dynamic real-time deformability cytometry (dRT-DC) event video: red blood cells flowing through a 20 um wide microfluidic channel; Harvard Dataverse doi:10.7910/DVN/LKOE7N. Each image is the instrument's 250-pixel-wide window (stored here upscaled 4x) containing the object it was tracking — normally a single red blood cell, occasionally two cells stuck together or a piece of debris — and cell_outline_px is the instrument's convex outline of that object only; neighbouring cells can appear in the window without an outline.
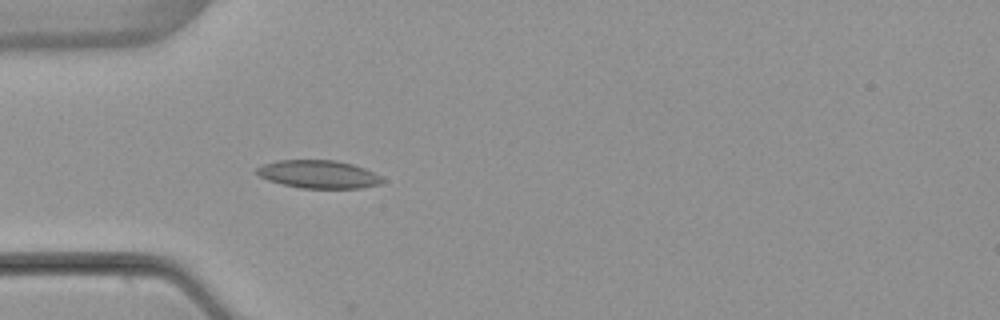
{"species": "common noctule bat (a hibernating species)", "species_latin": "Nyctalus noctula", "temperature_condition": "warm", "stored_images_in_passage": 4, "camera_frame_rate_fps": 3000, "um_per_image_px": 0.085, "animal": {"sex": "female", "body_mass_g": 22.7, "forearm_length_mm": 54.2}, "frame": {"image": 1, "passage_image": 4, "time_ms": 3.667, "image_size_px": [1000, 320], "cell_outline_px": [[384, 180], [380, 184], [360, 188], [300, 188], [268, 180], [260, 176], [256, 172], [256, 168], [264, 164], [276, 160], [336, 160], [352, 164], [364, 168], [380, 176]], "centroid_in_image_um": [27.07, 14.81], "position_along_channel_um": 57.9, "area_um2": 20.35}}